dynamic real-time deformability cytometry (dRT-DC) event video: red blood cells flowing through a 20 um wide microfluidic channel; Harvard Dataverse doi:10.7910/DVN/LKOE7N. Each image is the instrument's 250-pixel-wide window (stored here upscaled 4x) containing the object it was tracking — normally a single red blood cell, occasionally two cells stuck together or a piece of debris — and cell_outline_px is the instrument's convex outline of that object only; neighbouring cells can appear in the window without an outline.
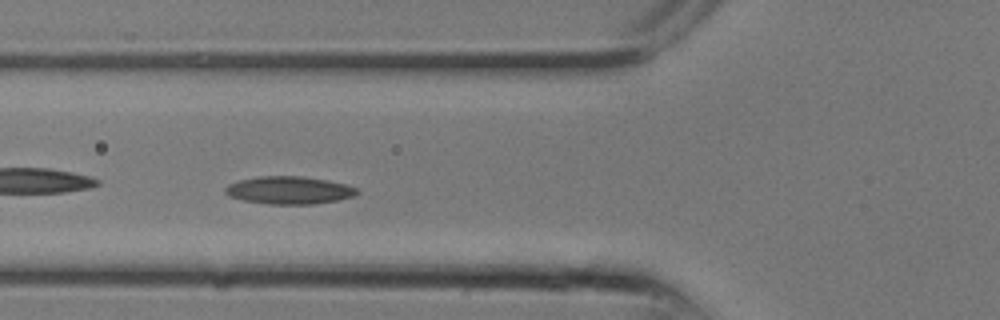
{"species": "common noctule bat (a hibernating species)", "species_latin": "Nyctalus noctula", "temperature_condition": "room temperature", "stored_images_in_passage": 16, "camera_frame_rate_fps": 3000, "um_per_image_px": 0.085, "animal": {"sex": "male", "body_mass_g": 13.3}, "frame": {"image": 1, "passage_image": 10, "time_ms": 3.0, "image_size_px": [1000, 320], "cell_outline_px": [[360, 192], [356, 196], [336, 200], [312, 204], [268, 204], [240, 200], [228, 196], [224, 192], [224, 188], [228, 184], [240, 180], [260, 176], [300, 176], [328, 180], [348, 184], [356, 188]], "centroid_in_image_um": [24.57, 16.17], "position_along_channel_um": 101.2, "area_um2": 21.44}}
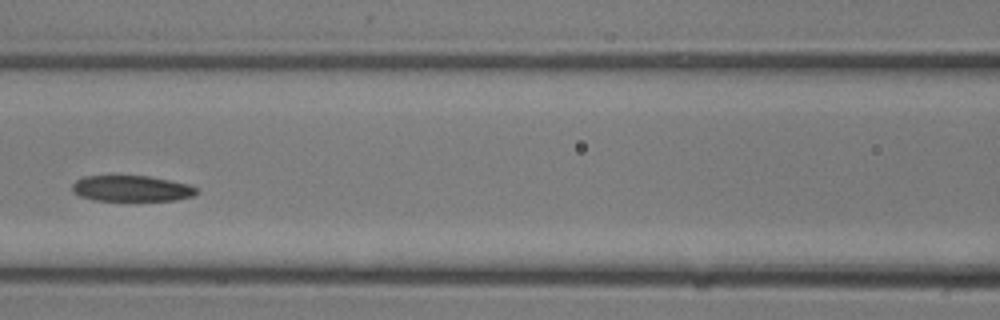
{"frame": {"image": 2, "passage_image": 12, "time_ms": 3.667, "image_size_px": [1000, 320], "cell_outline_px": [[200, 192], [192, 196], [176, 200], [92, 200], [80, 196], [72, 192], [72, 184], [76, 180], [84, 176], [148, 176], [188, 184], [196, 188]], "centroid_in_image_um": [11.16, 16.02], "position_along_channel_um": 155.4, "area_um2": 18.67}}
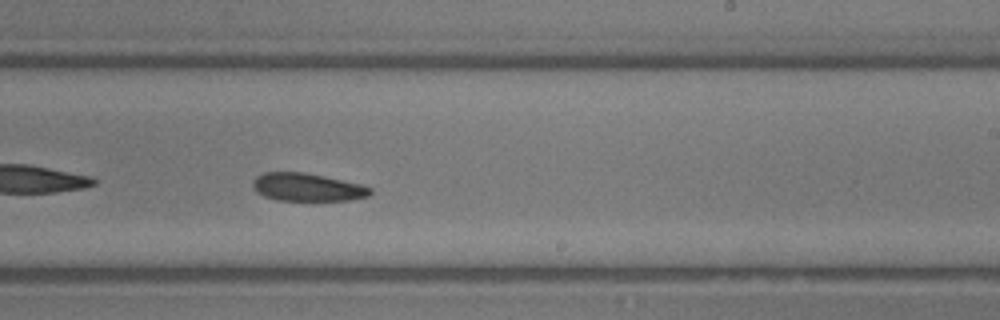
{"frame": {"image": 3, "passage_image": 16, "time_ms": 5.0, "image_size_px": [1000, 320], "cell_outline_px": [[372, 192], [368, 196], [348, 200], [276, 200], [264, 196], [256, 192], [252, 184], [252, 180], [256, 176], [264, 172], [304, 172], [324, 176], [360, 184], [372, 188]], "centroid_in_image_um": [26.08, 15.91], "position_along_channel_um": 262.9, "area_um2": 19.07}}